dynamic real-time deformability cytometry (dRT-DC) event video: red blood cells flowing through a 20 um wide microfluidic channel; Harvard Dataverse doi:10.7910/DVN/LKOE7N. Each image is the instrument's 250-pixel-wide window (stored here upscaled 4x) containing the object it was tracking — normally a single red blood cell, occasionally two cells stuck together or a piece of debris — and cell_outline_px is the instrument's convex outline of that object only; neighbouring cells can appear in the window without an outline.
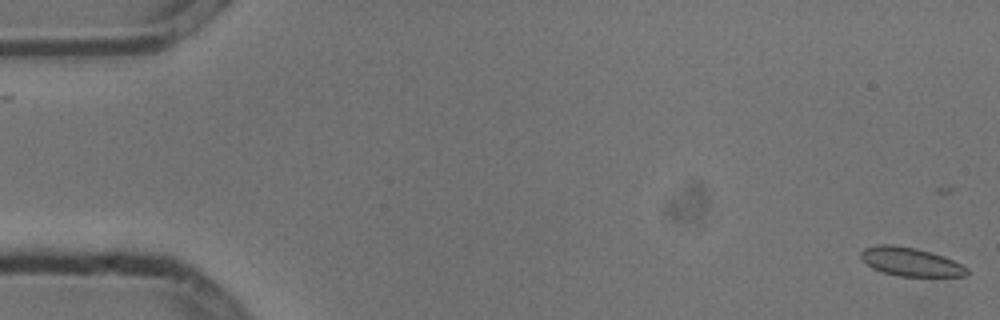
{"species": "common noctule bat (a hibernating species)", "species_latin": "Nyctalus noctula", "temperature_condition": "cold", "stored_images_in_passage": 5, "camera_frame_rate_fps": 3000, "um_per_image_px": 0.085, "animal": {"sex": "male", "body_mass_g": 13.3}, "frame": {"image": 1, "passage_image": 1, "time_ms": 0.0, "image_size_px": [1000, 320], "cell_outline_px": [[972, 272], [968, 276], [900, 276], [880, 272], [872, 268], [860, 256], [860, 252], [864, 248], [876, 244], [892, 244], [916, 248], [944, 256], [968, 268]], "centroid_in_image_um": [77.41, 22.25], "position_along_channel_um": 7.6, "area_um2": 17.8}}
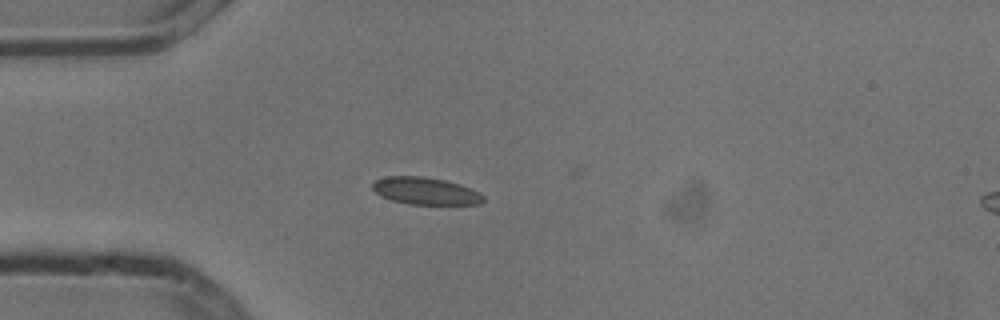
{"frame": {"image": 2, "passage_image": 5, "time_ms": 1.333, "image_size_px": [1000, 320], "cell_outline_px": [[484, 200], [480, 204], [408, 204], [392, 200], [380, 196], [372, 188], [372, 184], [376, 180], [388, 176], [420, 176], [444, 180], [460, 184], [484, 196]], "centroid_in_image_um": [36.13, 16.23], "position_along_channel_um": 48.9, "area_um2": 17.34}}